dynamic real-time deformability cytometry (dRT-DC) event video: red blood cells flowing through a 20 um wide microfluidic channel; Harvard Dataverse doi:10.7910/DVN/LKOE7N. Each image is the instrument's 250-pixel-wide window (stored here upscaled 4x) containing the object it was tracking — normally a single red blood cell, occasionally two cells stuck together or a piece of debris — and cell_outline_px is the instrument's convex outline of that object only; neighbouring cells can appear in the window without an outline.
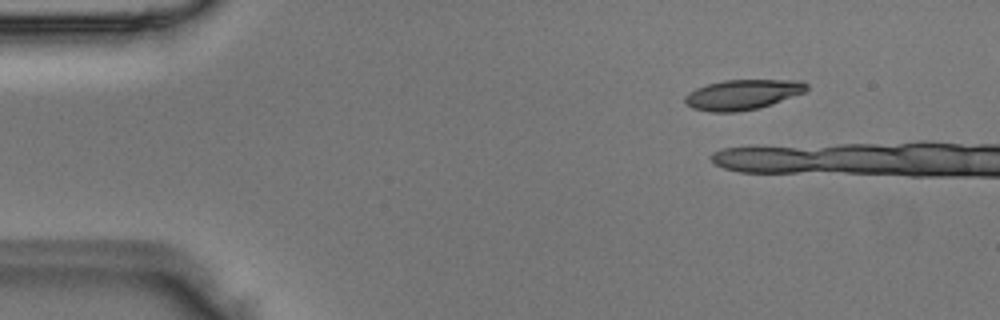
{"species": "Egyptian fruit bat (a non-hibernating species)", "species_latin": "Rousettus aegyptiacus", "temperature_condition": "room temperature", "stored_images_in_passage": 3, "camera_frame_rate_fps": 3000, "um_per_image_px": 0.085, "animal": {"sex": "male"}, "frame": {"image": 1, "passage_image": 1, "time_ms": 0.0, "image_size_px": [1000, 320], "cell_outline_px": [[808, 88], [804, 92], [772, 104], [760, 108], [736, 112], [708, 112], [692, 108], [684, 104], [684, 96], [688, 92], [696, 88], [708, 84], [724, 80], [804, 80], [808, 84]], "centroid_in_image_um": [63.1, 8.04], "position_along_channel_um": 21.9, "area_um2": 21.56}}